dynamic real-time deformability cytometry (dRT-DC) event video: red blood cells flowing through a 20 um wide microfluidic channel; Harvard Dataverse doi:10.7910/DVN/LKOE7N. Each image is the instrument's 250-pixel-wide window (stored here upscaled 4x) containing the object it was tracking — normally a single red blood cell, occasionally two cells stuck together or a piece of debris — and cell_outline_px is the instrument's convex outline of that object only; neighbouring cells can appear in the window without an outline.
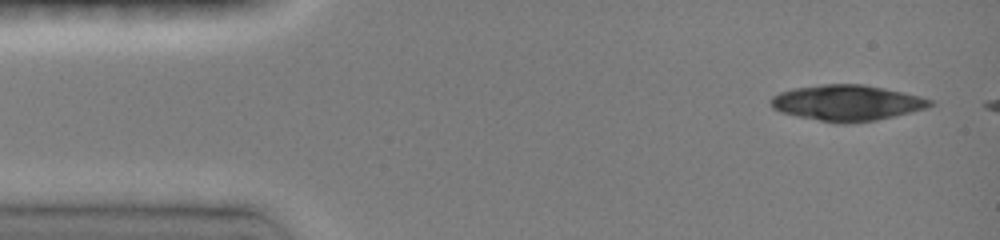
{"species": "common noctule bat (a hibernating species)", "species_latin": "Nyctalus noctula", "temperature_condition": "room temperature", "stored_images_in_passage": 5, "camera_frame_rate_fps": 3000, "um_per_image_px": 0.085, "animal": {"sex": "female", "body_mass_g": 19.0, "forearm_length_mm": 51.5}, "frame": {"image": 1, "passage_image": 1, "time_ms": 0.0, "image_size_px": [1000, 240], "cell_outline_px": [[936, 104], [928, 108], [912, 112], [876, 120], [820, 120], [780, 112], [772, 108], [768, 104], [768, 100], [772, 96], [780, 92], [792, 88], [824, 84], [864, 84], [904, 92], [920, 96], [932, 100]], "centroid_in_image_um": [72.0, 8.69], "position_along_channel_um": 13.0, "area_um2": 32.54}}